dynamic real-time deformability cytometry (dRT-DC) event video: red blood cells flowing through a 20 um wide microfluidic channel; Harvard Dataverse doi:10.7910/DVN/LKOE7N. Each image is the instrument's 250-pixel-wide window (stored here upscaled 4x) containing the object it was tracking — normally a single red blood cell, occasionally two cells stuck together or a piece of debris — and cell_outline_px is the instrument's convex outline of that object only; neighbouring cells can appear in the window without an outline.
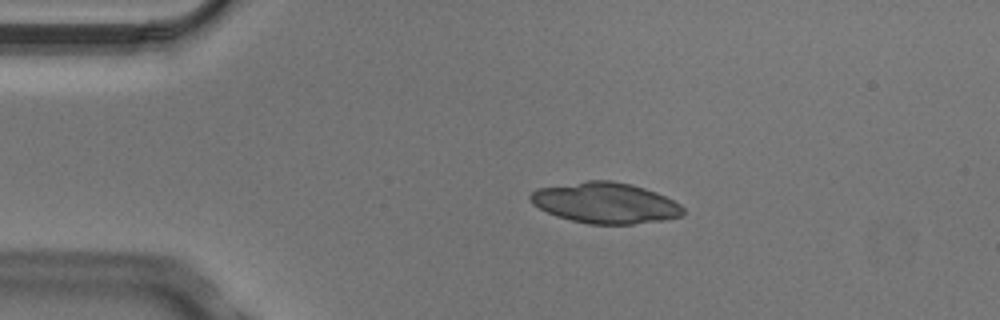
{"species": "Egyptian fruit bat (a non-hibernating species)", "species_latin": "Rousettus aegyptiacus", "temperature_condition": "cold", "stored_images_in_passage": 3, "camera_frame_rate_fps": 3000, "um_per_image_px": 0.085, "animal": {"sex": "male"}, "frame": {"image": 1, "passage_image": 2, "time_ms": 0.333, "image_size_px": [1000, 320], "cell_outline_px": [[684, 216], [668, 220], [632, 224], [588, 224], [556, 216], [532, 204], [528, 196], [536, 188], [588, 180], [612, 180], [644, 188], [656, 192], [680, 204], [684, 208]], "centroid_in_image_um": [51.47, 17.25], "position_along_channel_um": 33.5, "area_um2": 36.47}}